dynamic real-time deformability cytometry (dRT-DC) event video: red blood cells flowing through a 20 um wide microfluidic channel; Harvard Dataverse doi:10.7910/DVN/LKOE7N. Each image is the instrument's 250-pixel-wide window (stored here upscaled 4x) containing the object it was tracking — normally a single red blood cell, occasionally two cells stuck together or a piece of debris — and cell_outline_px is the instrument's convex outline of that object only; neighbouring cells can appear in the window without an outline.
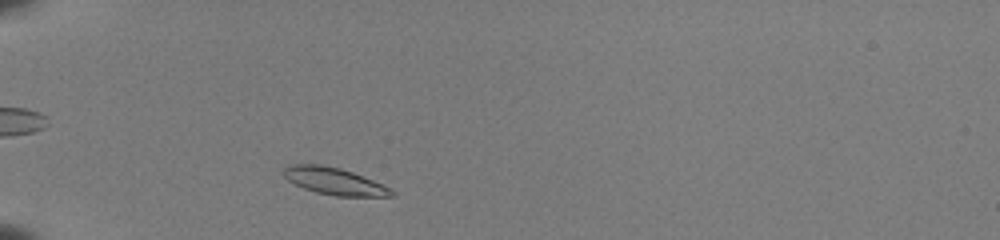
{"species": "common noctule bat (a hibernating species)", "species_latin": "Nyctalus noctula", "temperature_condition": "room temperature", "stored_images_in_passage": 38, "camera_frame_rate_fps": 3000, "um_per_image_px": 0.085, "animal": {"sex": "female", "body_mass_g": 22.0, "forearm_length_mm": 56.7}, "frame": {"image": 1, "passage_image": 3, "time_ms": 0.667, "image_size_px": [1000, 240], "cell_outline_px": [[396, 196], [336, 196], [316, 192], [304, 188], [288, 180], [284, 176], [284, 168], [292, 164], [320, 164], [340, 168], [352, 172], [384, 184], [392, 188], [396, 192]], "centroid_in_image_um": [28.48, 15.4], "position_along_channel_um": 56.5, "area_um2": 16.99}}
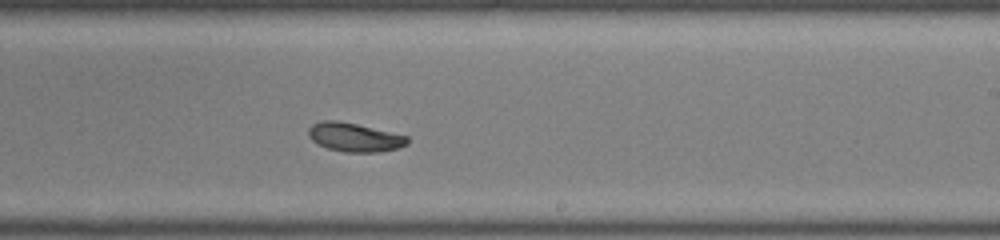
{"frame": {"image": 2, "passage_image": 20, "time_ms": 6.333, "image_size_px": [1000, 240], "cell_outline_px": [[408, 144], [396, 148], [380, 152], [344, 152], [328, 148], [312, 140], [308, 136], [308, 128], [312, 124], [324, 120], [336, 120], [356, 124], [408, 136]], "centroid_in_image_um": [30.12, 11.66], "position_along_channel_um": 258.9, "area_um2": 16.42}}
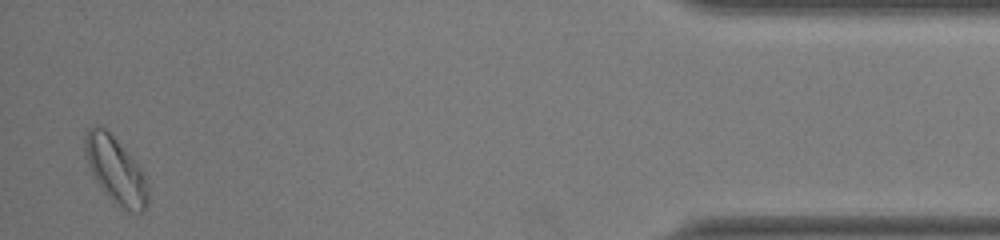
{"frame": {"image": 3, "passage_image": 37, "time_ms": 12.0, "image_size_px": [1000, 240], "cell_outline_px": [[148, 204], [140, 212], [128, 212], [112, 204], [96, 180], [88, 164], [84, 148], [84, 136], [88, 128], [96, 124], [104, 128], [132, 156], [140, 168], [148, 184]], "centroid_in_image_um": [9.83, 14.5], "position_along_channel_um": 425.4, "area_um2": 24.45}, "authors_computed_cell_mechanics": {"area_um2": 16.7909, "velocity_mm_per_s": 3.9652, "shape_relaxation_time_tau1_ms": 2.2978, "shape_relaxation_time_tau2_ms": null, "deformation_change_tau1": 0.1131, "deformation_change_tau2": null}}